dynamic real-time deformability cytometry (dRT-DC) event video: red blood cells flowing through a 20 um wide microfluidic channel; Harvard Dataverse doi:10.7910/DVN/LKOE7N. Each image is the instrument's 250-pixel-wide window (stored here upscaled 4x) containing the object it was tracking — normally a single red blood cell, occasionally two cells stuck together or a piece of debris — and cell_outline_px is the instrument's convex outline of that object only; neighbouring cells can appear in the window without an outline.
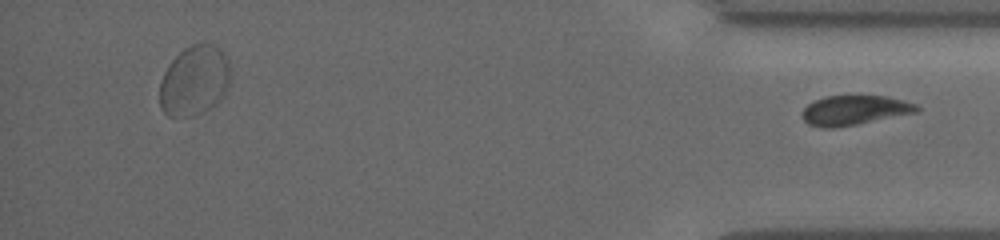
{"species": "common noctule bat (a hibernating species)", "species_latin": "Nyctalus noctula", "temperature_condition": "cold", "stored_images_in_passage": 35, "segment_of_instrument_passage": [2, 2], "camera_frame_rate_fps": 3000, "um_per_image_px": 0.085, "animal": {"sex": "female", "body_mass_g": 19.5, "forearm_length_mm": 54.1}, "frame": {"image": 1, "passage_image": 35, "time_ms": 12.0, "image_size_px": [1000, 240], "cell_outline_px": [[920, 108], [916, 112], [856, 124], [832, 128], [824, 128], [808, 124], [804, 120], [804, 108], [808, 104], [824, 96], [888, 96], [916, 104]], "centroid_in_image_um": [72.62, 9.36], "position_along_channel_um": 362.6, "area_um2": 19.36}}